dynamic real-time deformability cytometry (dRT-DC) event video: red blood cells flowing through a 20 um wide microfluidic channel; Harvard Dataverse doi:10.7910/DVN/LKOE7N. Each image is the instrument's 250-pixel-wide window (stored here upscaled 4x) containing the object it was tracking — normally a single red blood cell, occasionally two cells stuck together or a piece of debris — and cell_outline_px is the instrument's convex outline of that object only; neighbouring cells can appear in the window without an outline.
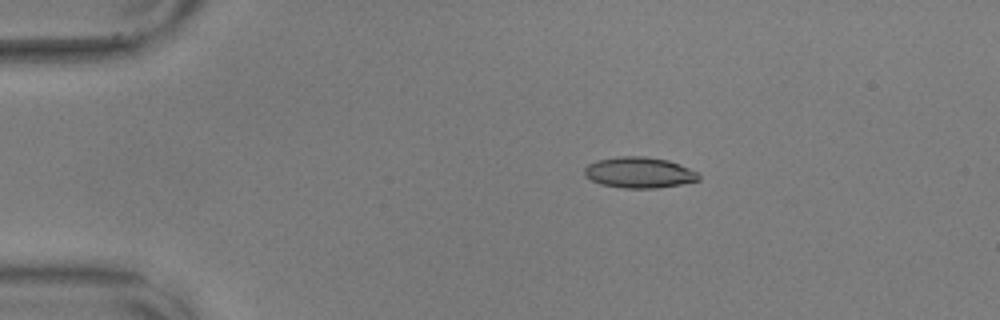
{"species": "common noctule bat (a hibernating species)", "species_latin": "Nyctalus noctula", "temperature_condition": "warm", "stored_images_in_passage": 26, "camera_frame_rate_fps": 3000, "um_per_image_px": 0.085, "animal": {"sex": "male", "body_mass_g": 17.9, "forearm_length_mm": 54.2}, "frame": {"image": 1, "passage_image": 8, "time_ms": 2.333, "image_size_px": [1000, 320], "cell_outline_px": [[700, 180], [680, 184], [656, 188], [624, 188], [600, 184], [584, 176], [584, 168], [588, 164], [596, 160], [620, 156], [644, 156], [668, 160], [680, 164], [696, 172], [700, 176]], "centroid_in_image_um": [54.3, 14.66], "position_along_channel_um": 30.7, "area_um2": 20.58}}